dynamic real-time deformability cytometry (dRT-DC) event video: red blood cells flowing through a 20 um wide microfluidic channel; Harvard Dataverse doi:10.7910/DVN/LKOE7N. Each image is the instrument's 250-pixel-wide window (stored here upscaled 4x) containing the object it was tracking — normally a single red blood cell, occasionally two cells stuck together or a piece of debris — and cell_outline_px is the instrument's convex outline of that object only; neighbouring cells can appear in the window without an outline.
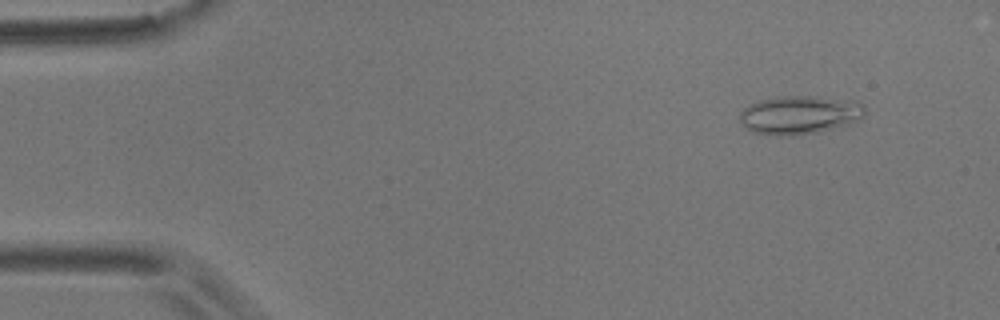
{"species": "common noctule bat (a hibernating species)", "species_latin": "Nyctalus noctula", "temperature_condition": "room temperature", "stored_images_in_passage": 5, "camera_frame_rate_fps": 3000, "um_per_image_px": 0.085, "animal": {"sex": "male", "body_mass_g": 17.9}, "frame": {"image": 1, "passage_image": 2, "time_ms": 0.333, "image_size_px": [1000, 320], "cell_outline_px": [[864, 116], [860, 120], [848, 124], [816, 132], [796, 136], [776, 136], [752, 132], [740, 120], [740, 112], [744, 108], [760, 100], [776, 96], [816, 96], [856, 100], [864, 104]], "centroid_in_image_um": [68.0, 9.76], "position_along_channel_um": 17.0, "area_um2": 28.26}}